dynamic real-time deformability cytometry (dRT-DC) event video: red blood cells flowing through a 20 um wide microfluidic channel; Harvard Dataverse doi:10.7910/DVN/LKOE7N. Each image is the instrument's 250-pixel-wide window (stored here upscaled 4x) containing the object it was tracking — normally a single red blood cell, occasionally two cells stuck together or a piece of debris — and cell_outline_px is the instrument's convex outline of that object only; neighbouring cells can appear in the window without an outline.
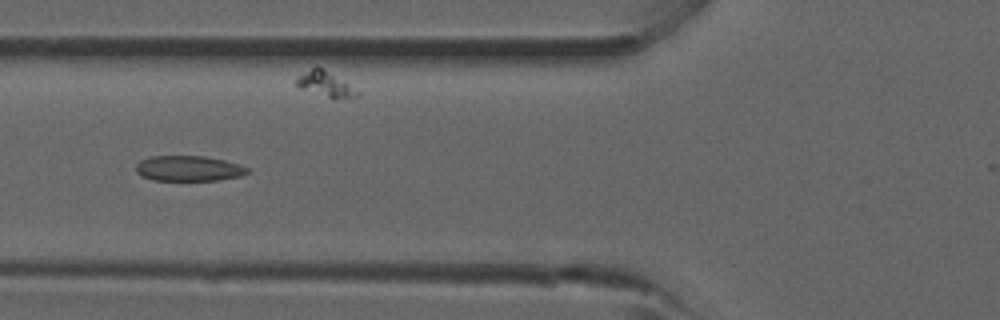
{"species": "common noctule bat (a hibernating species)", "species_latin": "Nyctalus noctula", "temperature_condition": "room temperature", "stored_images_in_passage": 8, "camera_frame_rate_fps": 3000, "um_per_image_px": 0.085, "animal": {"sex": "male", "forearm_length_mm": 52.5}, "frame": {"image": 1, "passage_image": 4, "time_ms": 4.333, "image_size_px": [1000, 320], "cell_outline_px": [[248, 172], [240, 176], [216, 180], [152, 180], [140, 176], [136, 172], [136, 164], [140, 160], [148, 156], [204, 156], [224, 160], [240, 164], [248, 168]], "centroid_in_image_um": [15.99, 14.31], "position_along_channel_um": 109.8, "area_um2": 16.53}}